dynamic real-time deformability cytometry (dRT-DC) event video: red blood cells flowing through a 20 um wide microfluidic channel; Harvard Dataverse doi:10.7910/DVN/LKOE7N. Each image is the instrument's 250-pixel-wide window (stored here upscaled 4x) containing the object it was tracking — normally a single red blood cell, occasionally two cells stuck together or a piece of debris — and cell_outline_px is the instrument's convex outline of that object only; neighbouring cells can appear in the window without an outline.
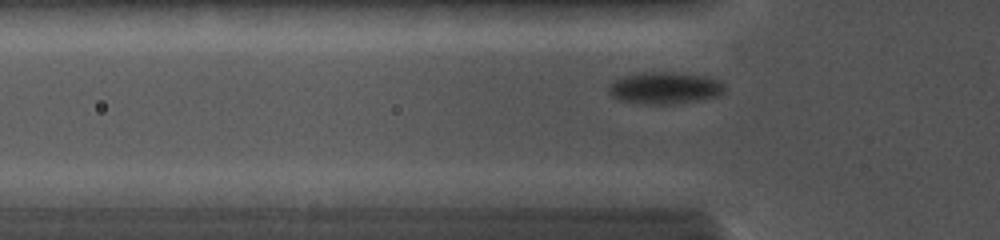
{"species": "common noctule bat (a hibernating species)", "species_latin": "Nyctalus noctula", "temperature_condition": "cold", "stored_images_in_passage": 26, "camera_frame_rate_fps": 5000, "um_per_image_px": 0.085, "animal": {"sex": "female", "body_mass_g": 19.0, "forearm_length_mm": 56.7}, "frame": {"image": 1, "passage_image": 5, "time_ms": 1.8, "image_size_px": [1000, 240], "cell_outline_px": [[724, 92], [720, 96], [676, 104], [644, 104], [616, 100], [608, 92], [608, 84], [612, 80], [624, 76], [640, 72], [672, 72], [708, 76], [720, 80], [724, 84]], "centroid_in_image_um": [56.49, 7.48], "position_along_channel_um": 69.3, "area_um2": 22.02}}
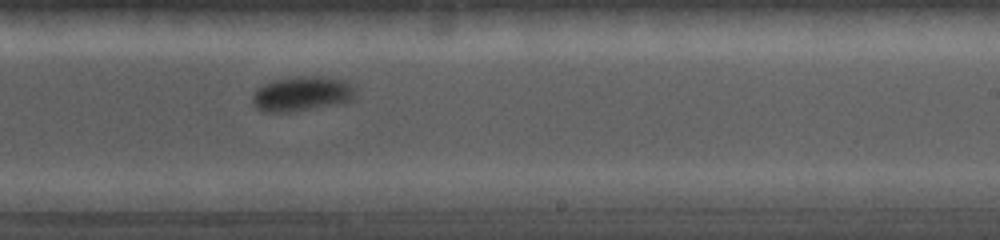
{"frame": {"image": 2, "passage_image": 16, "time_ms": 6.4, "image_size_px": [1000, 240], "cell_outline_px": [[352, 100], [336, 104], [288, 112], [264, 112], [256, 108], [252, 104], [252, 96], [256, 88], [272, 80], [292, 76], [324, 76], [344, 80], [352, 88]], "centroid_in_image_um": [25.56, 7.96], "position_along_channel_um": 263.4, "area_um2": 20.75}}
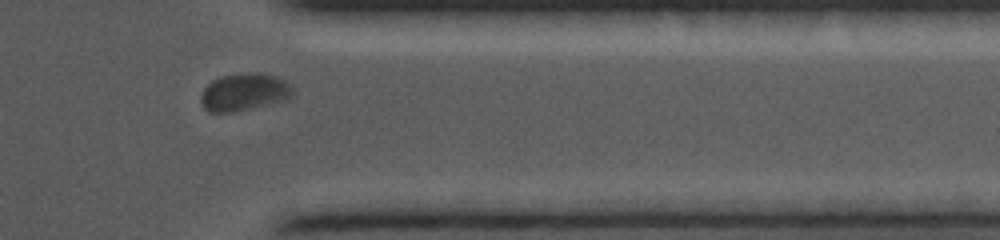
{"frame": {"image": 3, "passage_image": 23, "time_ms": 9.4, "image_size_px": [1000, 240], "cell_outline_px": [[292, 92], [284, 100], [232, 112], [208, 112], [204, 108], [200, 100], [200, 96], [204, 88], [212, 80], [220, 76], [276, 76], [284, 80], [292, 88]], "centroid_in_image_um": [20.66, 7.88], "position_along_channel_um": 390.7, "area_um2": 18.84}}